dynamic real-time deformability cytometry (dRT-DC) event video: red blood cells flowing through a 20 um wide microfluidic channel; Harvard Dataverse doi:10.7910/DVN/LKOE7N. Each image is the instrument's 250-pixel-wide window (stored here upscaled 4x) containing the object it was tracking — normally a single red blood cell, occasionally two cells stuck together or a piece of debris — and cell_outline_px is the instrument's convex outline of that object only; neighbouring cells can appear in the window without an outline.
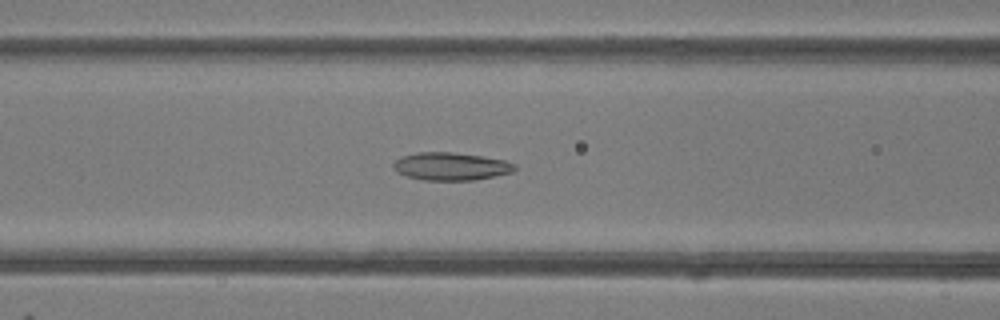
{"species": "common noctule bat (a hibernating species)", "species_latin": "Nyctalus noctula", "temperature_condition": "room temperature", "stored_images_in_passage": 49, "camera_frame_rate_fps": 3000, "um_per_image_px": 0.085, "animal": {"sex": "female"}, "frame": {"image": 1, "passage_image": 20, "time_ms": 6.333, "image_size_px": [1000, 320], "cell_outline_px": [[516, 168], [512, 172], [472, 180], [424, 180], [408, 176], [396, 172], [392, 168], [392, 164], [400, 156], [416, 152], [452, 152], [480, 156], [504, 160], [516, 164]], "centroid_in_image_um": [38.27, 14.13], "position_along_channel_um": 128.3, "area_um2": 19.59}}
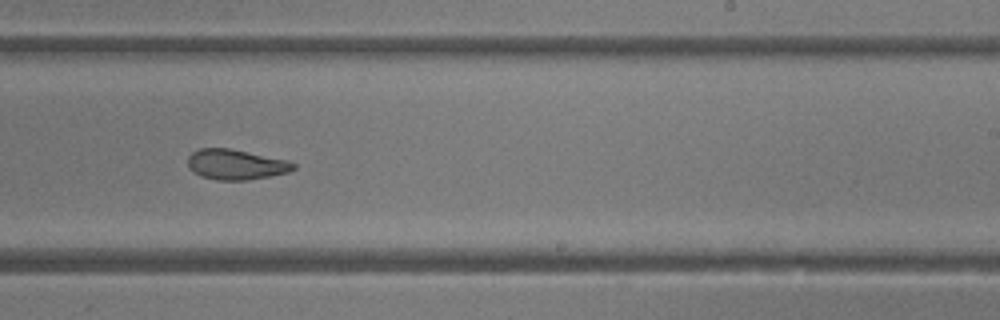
{"frame": {"image": 2, "passage_image": 30, "time_ms": 9.667, "image_size_px": [1000, 320], "cell_outline_px": [[296, 168], [288, 172], [248, 180], [216, 180], [200, 176], [192, 172], [188, 168], [188, 156], [192, 152], [200, 148], [228, 148], [288, 160], [296, 164]], "centroid_in_image_um": [20.02, 13.98], "position_along_channel_um": 269.0, "area_um2": 18.67}}
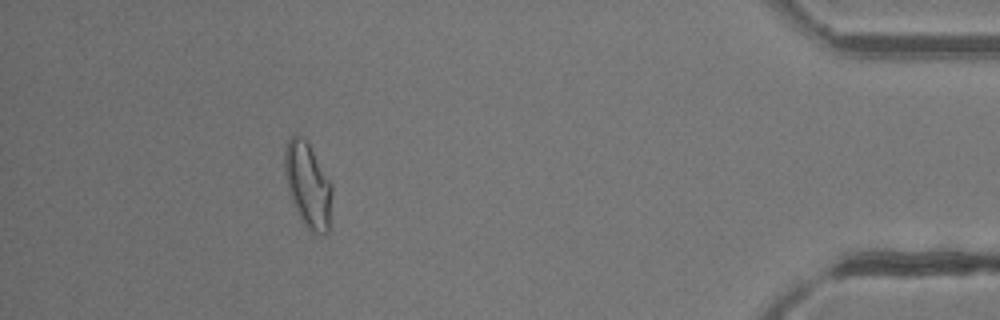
{"frame": {"image": 3, "passage_image": 44, "time_ms": 14.333, "image_size_px": [1000, 320], "cell_outline_px": [[332, 192], [328, 232], [324, 236], [320, 236], [312, 232], [300, 220], [288, 192], [284, 172], [284, 152], [288, 140], [292, 136], [300, 136], [308, 144], [332, 184]], "centroid_in_image_um": [26.16, 15.79], "position_along_channel_um": 409.0, "area_um2": 23.35}, "authors_computed_cell_mechanics": {"area_um2": 21.2704, "velocity_mm_per_s": 4.2282, "shape_relaxation_time_tau1_ms": 3.5101, "shape_relaxation_time_tau2_ms": 2.1237, "deformation_change_tau1": 0.1404, "deformation_change_tau2": 0.091}}